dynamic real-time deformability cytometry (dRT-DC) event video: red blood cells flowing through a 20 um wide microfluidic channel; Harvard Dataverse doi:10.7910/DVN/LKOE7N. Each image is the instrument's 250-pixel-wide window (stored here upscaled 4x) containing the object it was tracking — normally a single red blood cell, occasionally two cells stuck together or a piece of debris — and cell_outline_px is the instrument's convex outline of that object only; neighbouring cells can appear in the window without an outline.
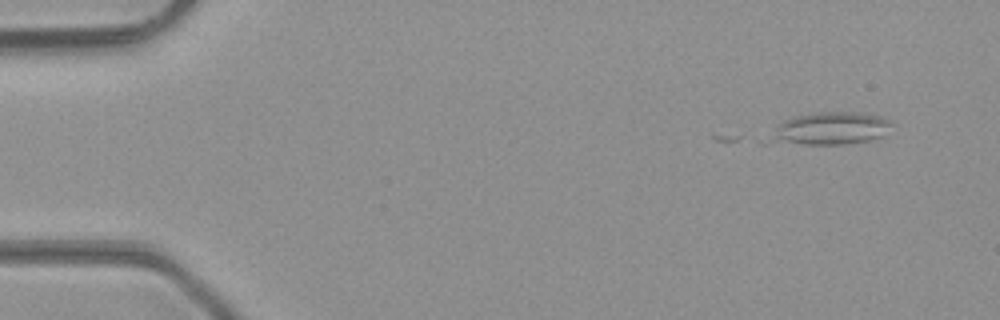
{"species": "common noctule bat (a hibernating species)", "species_latin": "Nyctalus noctula", "temperature_condition": "room temperature", "stored_images_in_passage": 2, "camera_frame_rate_fps": 3000, "um_per_image_px": 0.085, "animal": {"sex": "male", "body_mass_g": 23.1, "forearm_length_mm": 52.7}, "frame": {"image": 1, "passage_image": 2, "time_ms": 0.333, "image_size_px": [1000, 320], "cell_outline_px": [[892, 124], [884, 136], [872, 140], [844, 144], [760, 144], [784, 120], [800, 116], [820, 112], [860, 112], [880, 116], [888, 120]], "centroid_in_image_um": [70.5, 10.96], "position_along_channel_um": 14.5, "area_um2": 23.41}}